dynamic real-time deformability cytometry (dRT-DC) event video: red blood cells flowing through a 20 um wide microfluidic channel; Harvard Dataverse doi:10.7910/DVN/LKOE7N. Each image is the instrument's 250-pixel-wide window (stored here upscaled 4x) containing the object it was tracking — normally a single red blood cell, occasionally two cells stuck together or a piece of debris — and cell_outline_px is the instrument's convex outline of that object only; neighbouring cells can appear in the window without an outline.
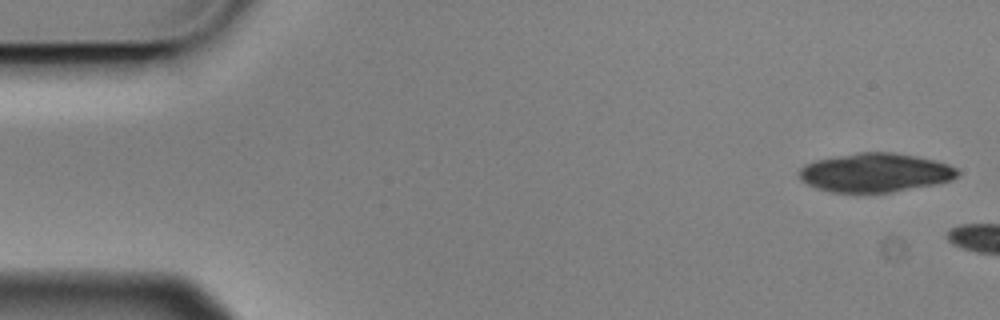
{"species": "Egyptian fruit bat (a non-hibernating species)", "species_latin": "Rousettus aegyptiacus", "temperature_condition": "cold", "stored_images_in_passage": 3, "camera_frame_rate_fps": 3000, "um_per_image_px": 0.085, "animal": {"sex": "male"}, "frame": {"image": 1, "passage_image": 1, "time_ms": 0.0, "image_size_px": [1000, 320], "cell_outline_px": [[960, 172], [952, 180], [936, 184], [888, 192], [832, 192], [816, 188], [800, 180], [796, 172], [804, 164], [816, 160], [860, 152], [892, 152], [916, 156], [948, 164], [956, 168]], "centroid_in_image_um": [74.35, 14.67], "position_along_channel_um": 10.6, "area_um2": 35.72}}